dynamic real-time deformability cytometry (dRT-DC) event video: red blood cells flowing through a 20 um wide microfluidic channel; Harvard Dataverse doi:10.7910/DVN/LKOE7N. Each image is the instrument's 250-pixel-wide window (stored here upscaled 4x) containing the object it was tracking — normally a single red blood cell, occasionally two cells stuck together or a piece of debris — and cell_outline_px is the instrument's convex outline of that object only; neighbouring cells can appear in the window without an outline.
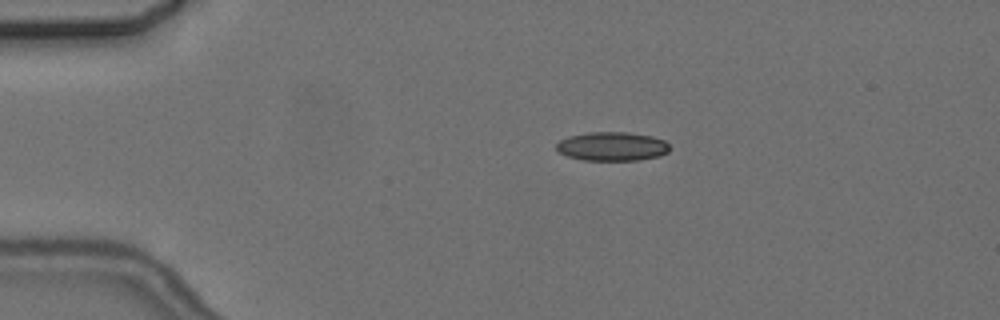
{"species": "common noctule bat (a hibernating species)", "species_latin": "Nyctalus noctula", "temperature_condition": "cold", "stored_images_in_passage": 8, "camera_frame_rate_fps": 3000, "um_per_image_px": 0.085, "animal": {"sex": "female", "body_mass_g": 24.6, "forearm_length_mm": 56.2}, "frame": {"image": 1, "passage_image": 4, "time_ms": 3.667, "image_size_px": [1000, 320], "cell_outline_px": [[668, 152], [660, 156], [640, 160], [584, 160], [568, 156], [560, 152], [556, 148], [556, 144], [560, 140], [568, 136], [588, 132], [628, 132], [652, 136], [664, 140], [668, 144]], "centroid_in_image_um": [52.04, 12.44], "position_along_channel_um": 33.0, "area_um2": 19.07}}
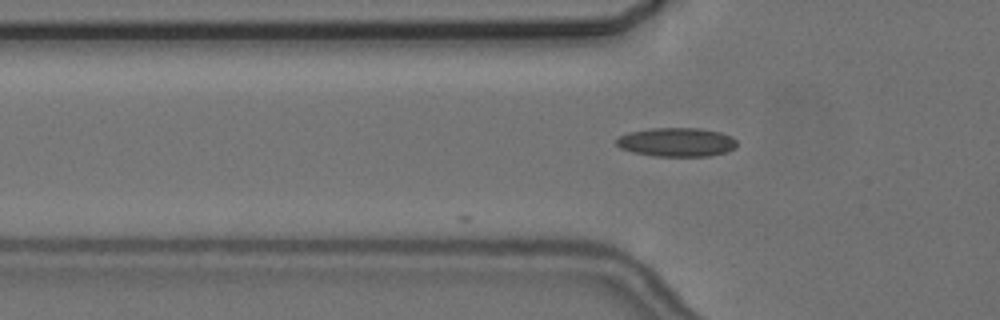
{"frame": {"image": 2, "passage_image": 6, "time_ms": 6.0, "image_size_px": [1000, 320], "cell_outline_px": [[736, 148], [728, 152], [708, 156], [652, 156], [632, 152], [620, 148], [616, 144], [616, 140], [620, 136], [628, 132], [652, 128], [700, 128], [720, 132], [732, 136], [736, 140]], "centroid_in_image_um": [57.53, 12.08], "position_along_channel_um": 68.3, "area_um2": 20.46}}
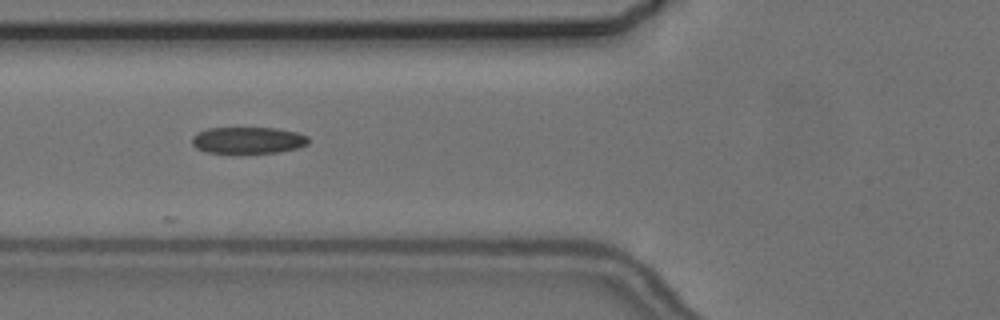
{"frame": {"image": 3, "passage_image": 7, "time_ms": 7.0, "image_size_px": [1000, 320], "cell_outline_px": [[308, 144], [296, 148], [280, 152], [240, 156], [232, 156], [204, 152], [196, 148], [192, 144], [192, 136], [196, 132], [208, 128], [276, 128], [296, 132], [308, 136]], "centroid_in_image_um": [21.01, 11.98], "position_along_channel_um": 104.8, "area_um2": 19.13}}